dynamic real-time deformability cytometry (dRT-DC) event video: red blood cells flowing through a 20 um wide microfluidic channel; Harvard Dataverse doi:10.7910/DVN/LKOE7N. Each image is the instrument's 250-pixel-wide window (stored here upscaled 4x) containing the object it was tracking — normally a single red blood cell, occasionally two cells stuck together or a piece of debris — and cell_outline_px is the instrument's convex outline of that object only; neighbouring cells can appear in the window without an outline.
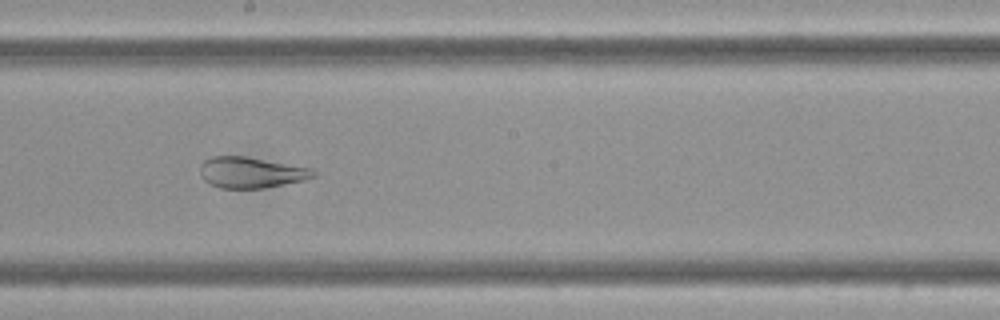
{"species": "Egyptian fruit bat (a non-hibernating species)", "species_latin": "Rousettus aegyptiacus", "temperature_condition": "cold", "stored_images_in_passage": 14, "camera_frame_rate_fps": 3000, "um_per_image_px": 0.085, "frame": {"image": 1, "passage_image": 8, "time_ms": 2.333, "image_size_px": [1000, 320], "cell_outline_px": [[316, 176], [304, 180], [264, 188], [220, 188], [208, 184], [200, 176], [200, 164], [204, 160], [212, 156], [244, 156], [312, 168], [316, 172]], "centroid_in_image_um": [21.31, 14.66], "position_along_channel_um": 226.9, "area_um2": 20.52}}
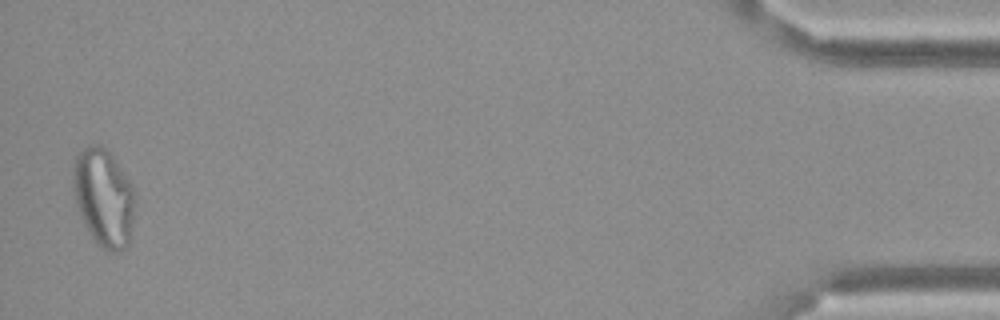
{"frame": {"image": 2, "passage_image": 14, "time_ms": 4.333, "image_size_px": [1000, 320], "cell_outline_px": [[132, 220], [128, 248], [120, 252], [112, 252], [100, 248], [96, 244], [88, 232], [80, 216], [76, 200], [72, 180], [72, 168], [76, 156], [84, 148], [92, 144], [100, 144], [112, 156], [132, 184]], "centroid_in_image_um": [8.78, 16.83], "position_along_channel_um": 426.4, "area_um2": 34.97}}